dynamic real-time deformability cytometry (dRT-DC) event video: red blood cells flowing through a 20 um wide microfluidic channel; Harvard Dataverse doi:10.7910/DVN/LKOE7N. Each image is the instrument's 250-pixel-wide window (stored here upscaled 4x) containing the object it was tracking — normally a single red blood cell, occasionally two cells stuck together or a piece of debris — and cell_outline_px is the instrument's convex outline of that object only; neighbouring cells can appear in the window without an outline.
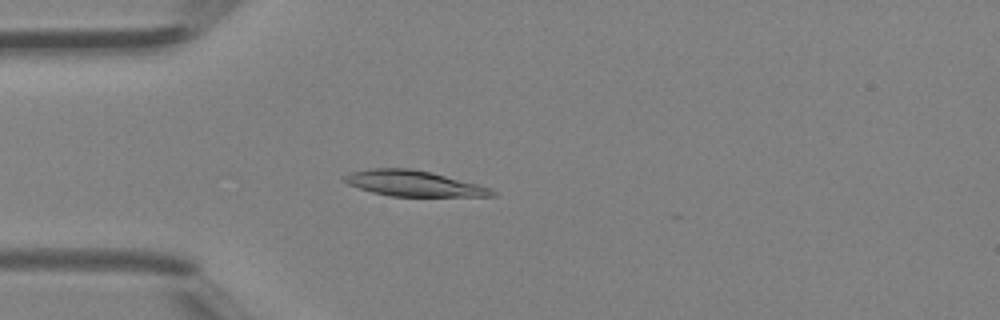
{"species": "Egyptian fruit bat (a non-hibernating species)", "species_latin": "Rousettus aegyptiacus", "temperature_condition": "room temperature", "stored_images_in_passage": 36, "camera_frame_rate_fps": 3000, "um_per_image_px": 0.085, "animal": {"sex": "female"}, "frame": {"image": 1, "passage_image": 6, "time_ms": 1.667, "image_size_px": [1000, 320], "cell_outline_px": [[496, 196], [388, 196], [372, 192], [348, 184], [344, 180], [344, 176], [352, 172], [372, 168], [408, 168], [432, 172], [492, 188], [496, 192]], "centroid_in_image_um": [35.18, 15.59], "position_along_channel_um": 49.8, "area_um2": 21.91}}
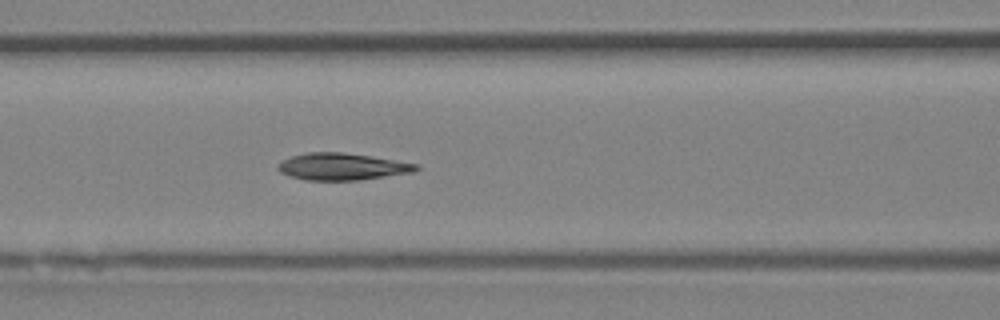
{"frame": {"image": 2, "passage_image": 12, "time_ms": 3.667, "image_size_px": [1000, 320], "cell_outline_px": [[420, 168], [412, 172], [360, 180], [304, 180], [280, 172], [276, 168], [276, 164], [292, 156], [304, 152], [344, 152], [372, 156], [420, 164]], "centroid_in_image_um": [29.08, 14.15], "position_along_channel_um": 137.5, "area_um2": 21.79}}
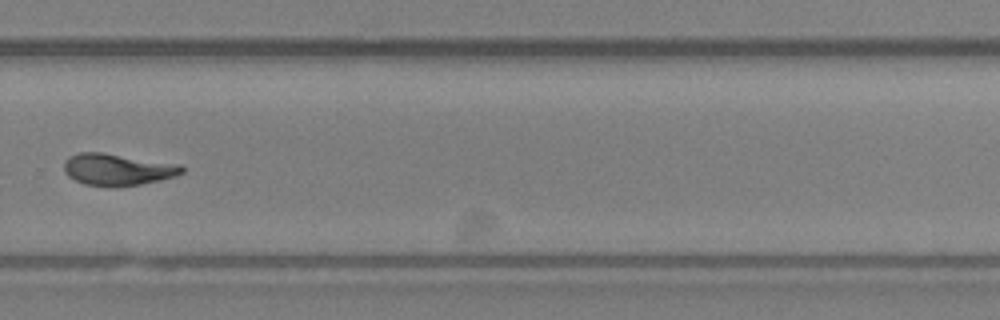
{"frame": {"image": 3, "passage_image": 23, "time_ms": 7.333, "image_size_px": [1000, 320], "cell_outline_px": [[184, 172], [176, 176], [160, 180], [140, 184], [116, 188], [108, 188], [84, 184], [68, 176], [64, 172], [64, 160], [68, 156], [80, 152], [100, 152], [180, 164], [184, 168]], "centroid_in_image_um": [9.97, 14.42], "position_along_channel_um": 319.8, "area_um2": 22.14}}